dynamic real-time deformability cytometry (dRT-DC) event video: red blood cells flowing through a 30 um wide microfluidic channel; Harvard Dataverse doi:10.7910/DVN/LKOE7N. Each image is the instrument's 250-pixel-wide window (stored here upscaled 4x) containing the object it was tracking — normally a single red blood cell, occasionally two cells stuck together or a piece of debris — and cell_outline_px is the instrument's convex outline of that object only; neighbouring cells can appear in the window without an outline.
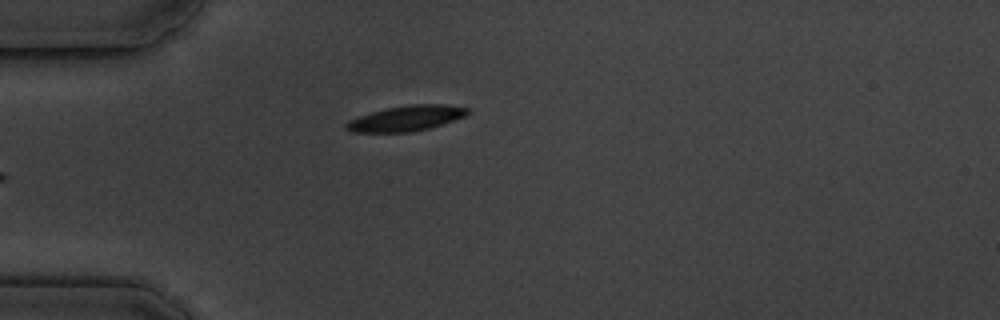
{"species": "common noctule bat (a hibernating species)", "species_latin": "Nyctalus noctula", "temperature_condition": "cold", "stored_images_in_passage": 5, "camera_frame_rate_fps": 3000, "um_per_image_px": 0.085, "animal": {"sex": "male", "body_mass_g": 19.5, "forearm_length_mm": 54.6}, "frame": {"image": 1, "passage_image": 5, "time_ms": 4.667, "image_size_px": [1000, 320], "cell_outline_px": [[472, 112], [464, 116], [428, 128], [412, 132], [352, 132], [344, 128], [344, 124], [348, 120], [384, 108], [408, 104], [444, 104], [468, 108]], "centroid_in_image_um": [34.49, 10.05], "position_along_channel_um": 50.5, "area_um2": 17.92}}